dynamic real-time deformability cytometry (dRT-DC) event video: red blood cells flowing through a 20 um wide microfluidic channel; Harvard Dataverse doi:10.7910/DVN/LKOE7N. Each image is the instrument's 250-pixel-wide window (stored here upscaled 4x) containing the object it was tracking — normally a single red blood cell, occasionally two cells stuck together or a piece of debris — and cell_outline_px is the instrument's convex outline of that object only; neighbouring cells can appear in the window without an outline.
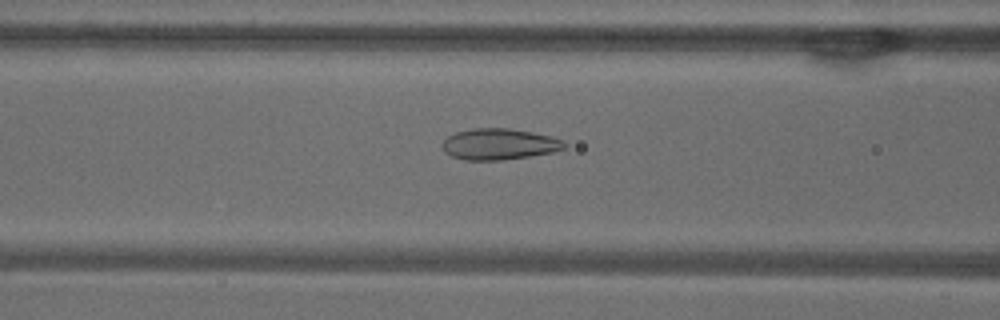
{"species": "common noctule bat (a hibernating species)", "species_latin": "Nyctalus noctula", "temperature_condition": "warm", "stored_images_in_passage": 52, "camera_frame_rate_fps": 3000, "um_per_image_px": 0.085, "animal": {"sex": "male", "body_mass_g": 18.8}, "frame": {"image": 1, "passage_image": 21, "time_ms": 6.667, "image_size_px": [1000, 320], "cell_outline_px": [[568, 144], [564, 148], [552, 152], [528, 156], [500, 160], [464, 160], [452, 156], [444, 152], [440, 144], [448, 136], [456, 132], [472, 128], [508, 128], [532, 132], [552, 136], [564, 140]], "centroid_in_image_um": [42.42, 12.24], "position_along_channel_um": 124.2, "area_um2": 22.25}}
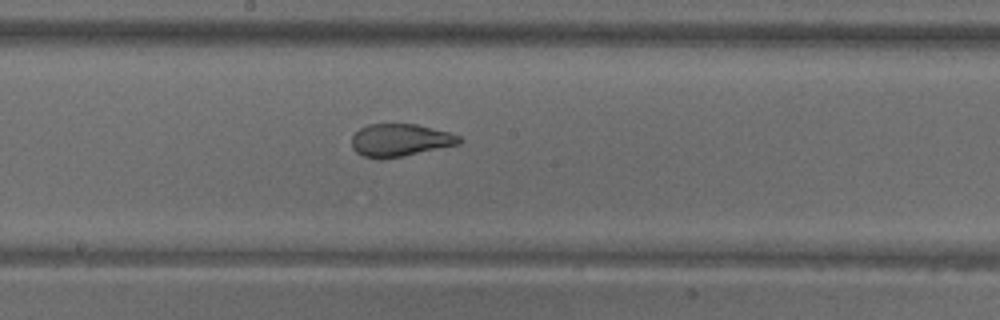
{"frame": {"image": 2, "passage_image": 28, "time_ms": 9.0, "image_size_px": [1000, 320], "cell_outline_px": [[464, 140], [460, 144], [404, 156], [380, 160], [360, 156], [352, 148], [352, 136], [360, 128], [368, 124], [416, 124], [448, 132], [460, 136]], "centroid_in_image_um": [33.99, 11.93], "position_along_channel_um": 214.2, "area_um2": 20.69}}
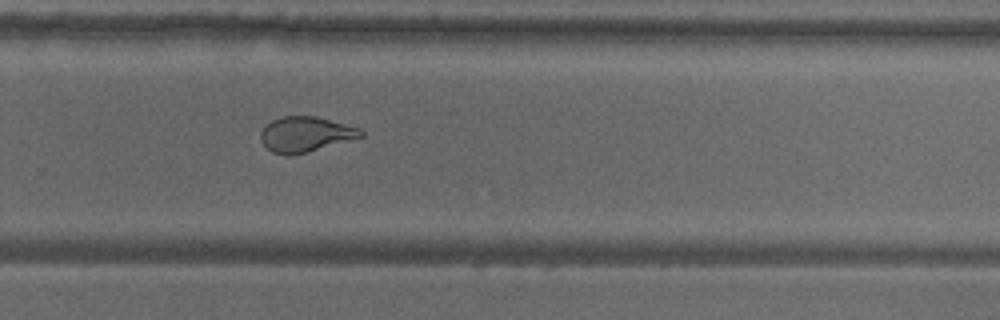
{"frame": {"image": 3, "passage_image": 35, "time_ms": 11.333, "image_size_px": [1000, 320], "cell_outline_px": [[364, 136], [292, 156], [284, 156], [272, 152], [260, 140], [260, 132], [272, 120], [280, 116], [316, 116], [360, 128], [364, 132]], "centroid_in_image_um": [25.95, 11.42], "position_along_channel_um": 303.8, "area_um2": 20.52}, "authors_computed_cell_mechanics": {"area_um2": 25.3742, "velocity_mm_per_s": 3.8541, "shape_relaxation_time_tau1_ms": 10.1714, "shape_relaxation_time_tau2_ms": 0.9902, "deformation_change_tau1": 0.2709, "deformation_change_tau2": 0.0836}}